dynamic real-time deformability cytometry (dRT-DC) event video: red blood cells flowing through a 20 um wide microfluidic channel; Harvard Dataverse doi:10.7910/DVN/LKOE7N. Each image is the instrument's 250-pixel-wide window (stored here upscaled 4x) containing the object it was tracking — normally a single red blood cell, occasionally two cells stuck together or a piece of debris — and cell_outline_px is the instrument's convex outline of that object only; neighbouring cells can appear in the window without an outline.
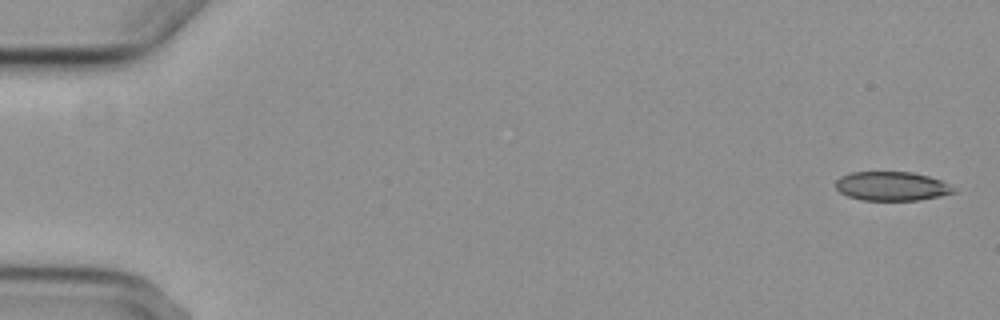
{"species": "common noctule bat (a hibernating species)", "species_latin": "Nyctalus noctula", "temperature_condition": "cold", "stored_images_in_passage": 8, "camera_frame_rate_fps": 3000, "um_per_image_px": 0.085, "animal": {"sex": "female", "body_mass_g": 29.2, "forearm_length_mm": 56.3}, "frame": {"image": 1, "passage_image": 1, "time_ms": 0.0, "image_size_px": [1000, 320], "cell_outline_px": [[956, 192], [940, 196], [920, 200], [860, 200], [848, 196], [840, 192], [836, 188], [836, 180], [840, 176], [852, 172], [912, 172], [928, 176], [940, 180], [952, 188]], "centroid_in_image_um": [75.75, 15.83], "position_along_channel_um": 9.2, "area_um2": 19.83}}
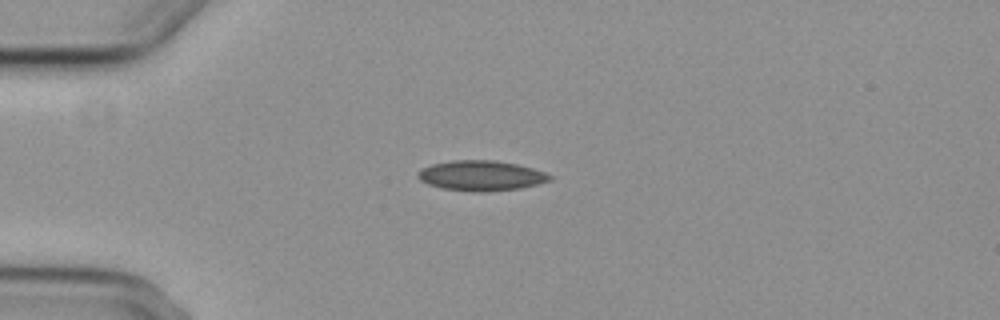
{"frame": {"image": 2, "passage_image": 5, "time_ms": 4.333, "image_size_px": [1000, 320], "cell_outline_px": [[552, 180], [520, 188], [488, 192], [476, 192], [440, 188], [428, 184], [420, 180], [416, 176], [416, 172], [432, 164], [452, 160], [492, 160], [516, 164], [532, 168], [544, 172], [552, 176]], "centroid_in_image_um": [40.87, 14.93], "position_along_channel_um": 44.1, "area_um2": 23.18}}
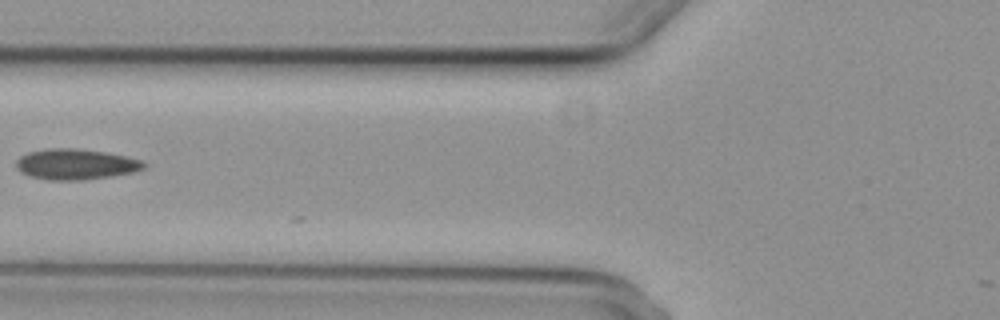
{"frame": {"image": 3, "passage_image": 7, "time_ms": 7.0, "image_size_px": [1000, 320], "cell_outline_px": [[148, 164], [144, 168], [132, 172], [112, 176], [84, 180], [48, 180], [32, 176], [20, 172], [16, 168], [16, 160], [20, 156], [28, 152], [48, 148], [76, 148], [104, 152], [144, 160]], "centroid_in_image_um": [6.44, 13.96], "position_along_channel_um": 119.4, "area_um2": 22.89}}